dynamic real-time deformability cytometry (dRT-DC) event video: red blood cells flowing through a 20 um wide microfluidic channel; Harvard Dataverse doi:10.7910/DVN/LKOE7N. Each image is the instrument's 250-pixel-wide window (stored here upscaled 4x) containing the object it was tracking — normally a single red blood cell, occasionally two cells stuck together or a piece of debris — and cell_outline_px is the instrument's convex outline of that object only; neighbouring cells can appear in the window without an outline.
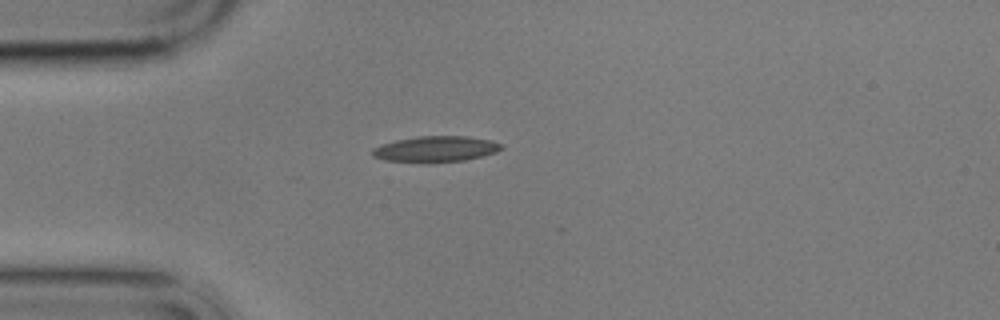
{"species": "common noctule bat (a hibernating species)", "species_latin": "Nyctalus noctula", "temperature_condition": "cold", "stored_images_in_passage": 1, "camera_frame_rate_fps": 3000, "um_per_image_px": 0.085, "animal": {"sex": "male", "body_mass_g": 17.9}, "frame": {"image": 1, "passage_image": 1, "time_ms": 0.0, "image_size_px": [1000, 320], "cell_outline_px": [[504, 148], [496, 152], [464, 160], [428, 164], [424, 164], [384, 160], [372, 156], [372, 148], [380, 144], [396, 140], [416, 136], [464, 136], [492, 140], [504, 144]], "centroid_in_image_um": [37.0, 12.68], "position_along_channel_um": 48.0, "area_um2": 19.94}}